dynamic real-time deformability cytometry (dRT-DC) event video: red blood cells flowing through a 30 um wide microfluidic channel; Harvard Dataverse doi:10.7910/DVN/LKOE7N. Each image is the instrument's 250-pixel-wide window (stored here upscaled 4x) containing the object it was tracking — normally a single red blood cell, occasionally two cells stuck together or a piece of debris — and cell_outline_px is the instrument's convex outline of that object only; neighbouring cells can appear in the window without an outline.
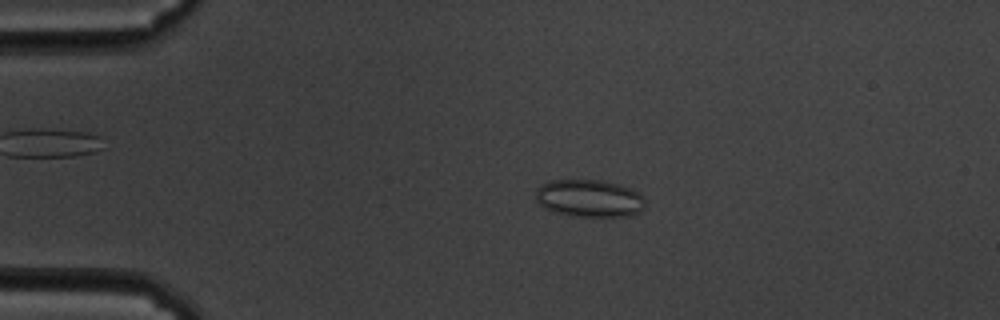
{"species": "common noctule bat (a hibernating species)", "species_latin": "Nyctalus noctula", "temperature_condition": "cold", "stored_images_in_passage": 47, "camera_frame_rate_fps": 3000, "um_per_image_px": 0.085, "animal": {"sex": "male", "body_mass_g": 19.5, "forearm_length_mm": 54.6}, "frame": {"image": 1, "passage_image": 2, "time_ms": 0.333, "image_size_px": [1000, 320], "cell_outline_px": [[644, 208], [640, 212], [628, 216], [576, 216], [556, 212], [544, 208], [536, 200], [536, 188], [540, 184], [548, 180], [604, 180], [620, 184], [640, 192], [644, 200]], "centroid_in_image_um": [50.09, 16.84], "position_along_channel_um": 34.9, "area_um2": 24.1}}
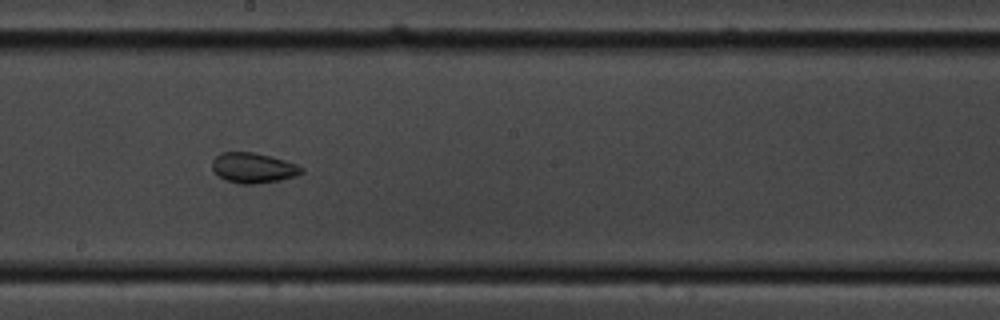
{"frame": {"image": 2, "passage_image": 22, "time_ms": 7.0, "image_size_px": [1000, 320], "cell_outline_px": [[304, 172], [296, 176], [280, 180], [252, 184], [240, 184], [228, 180], [220, 176], [212, 168], [212, 160], [220, 152], [252, 152], [284, 160], [296, 164], [304, 168]], "centroid_in_image_um": [21.54, 14.26], "position_along_channel_um": 226.7, "area_um2": 15.55}}
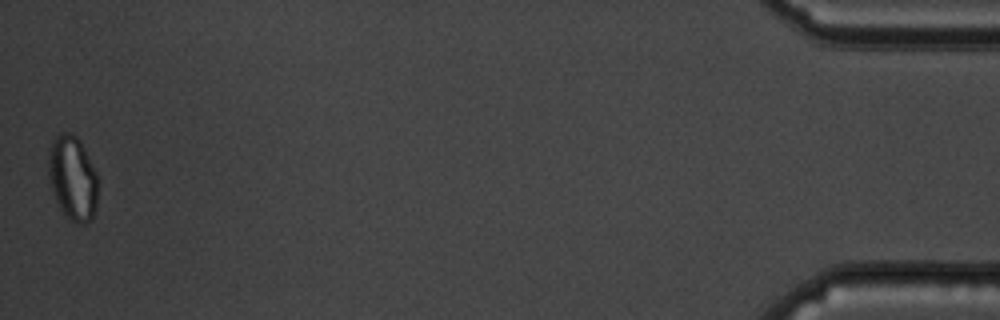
{"frame": {"image": 3, "passage_image": 47, "time_ms": 15.333, "image_size_px": [1000, 320], "cell_outline_px": [[96, 204], [92, 216], [84, 224], [80, 224], [72, 220], [60, 208], [56, 200], [48, 176], [48, 148], [52, 140], [60, 132], [72, 132], [80, 140], [96, 172]], "centroid_in_image_um": [6.14, 15.06], "position_along_channel_um": 429.1, "area_um2": 24.04}, "authors_computed_cell_mechanics": {"area_um2": 17.1088, "velocity_mm_per_s": 3.486, "shape_relaxation_time_tau1_ms": null, "shape_relaxation_time_tau2_ms": 2.0583, "deformation_change_tau1": null, "deformation_change_tau2": 0.0617}}